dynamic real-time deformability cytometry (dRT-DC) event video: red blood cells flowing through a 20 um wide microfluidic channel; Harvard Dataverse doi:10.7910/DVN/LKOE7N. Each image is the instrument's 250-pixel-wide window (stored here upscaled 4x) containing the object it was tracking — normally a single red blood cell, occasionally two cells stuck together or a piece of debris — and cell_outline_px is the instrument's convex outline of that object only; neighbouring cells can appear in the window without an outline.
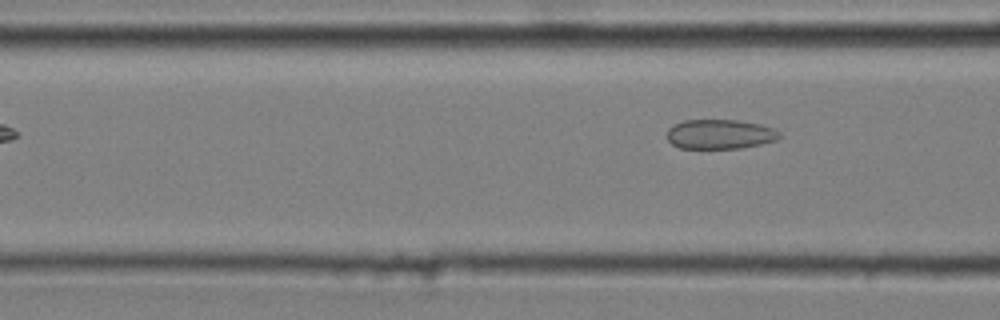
{"species": "common noctule bat (a hibernating species)", "species_latin": "Nyctalus noctula", "temperature_condition": "cold", "stored_images_in_passage": 6, "camera_frame_rate_fps": 3000, "um_per_image_px": 0.085, "animal": {"sex": "male", "body_mass_g": 20.4}, "frame": {"image": 1, "passage_image": 6, "time_ms": 1.667, "image_size_px": [1000, 320], "cell_outline_px": [[780, 136], [776, 140], [760, 144], [740, 148], [680, 148], [672, 144], [664, 136], [668, 128], [672, 124], [684, 120], [736, 120], [760, 124], [772, 128], [780, 132]], "centroid_in_image_um": [61.13, 11.4], "position_along_channel_um": 105.5, "area_um2": 19.48}}